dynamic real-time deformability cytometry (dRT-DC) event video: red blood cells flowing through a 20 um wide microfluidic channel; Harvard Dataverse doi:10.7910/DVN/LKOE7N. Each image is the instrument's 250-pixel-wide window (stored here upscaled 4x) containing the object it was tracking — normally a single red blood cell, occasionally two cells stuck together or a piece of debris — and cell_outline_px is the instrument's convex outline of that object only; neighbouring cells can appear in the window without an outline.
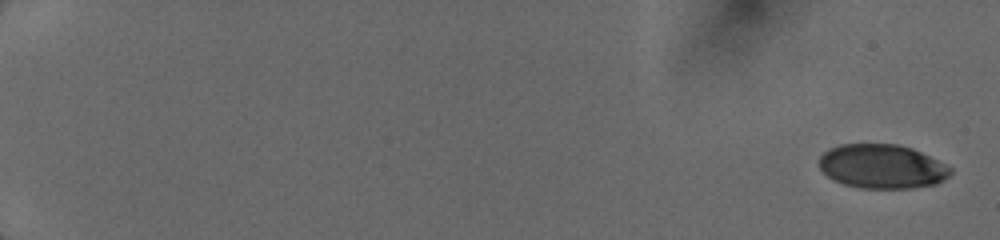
{"species": "human", "species_latin": "Homo sapiens", "temperature_condition": "cold", "stored_images_in_passage": 14, "camera_frame_rate_fps": 3000, "um_per_image_px": 0.085, "donor": {"sex": "female"}, "frame": {"image": 1, "passage_image": 1, "time_ms": 0.0, "image_size_px": [1000, 240], "cell_outline_px": [[952, 172], [944, 180], [936, 184], [912, 188], [860, 188], [844, 184], [832, 180], [820, 168], [820, 156], [828, 148], [840, 144], [896, 144], [912, 148], [952, 168]], "centroid_in_image_um": [74.95, 14.15], "position_along_channel_um": 10.0, "area_um2": 33.7}}